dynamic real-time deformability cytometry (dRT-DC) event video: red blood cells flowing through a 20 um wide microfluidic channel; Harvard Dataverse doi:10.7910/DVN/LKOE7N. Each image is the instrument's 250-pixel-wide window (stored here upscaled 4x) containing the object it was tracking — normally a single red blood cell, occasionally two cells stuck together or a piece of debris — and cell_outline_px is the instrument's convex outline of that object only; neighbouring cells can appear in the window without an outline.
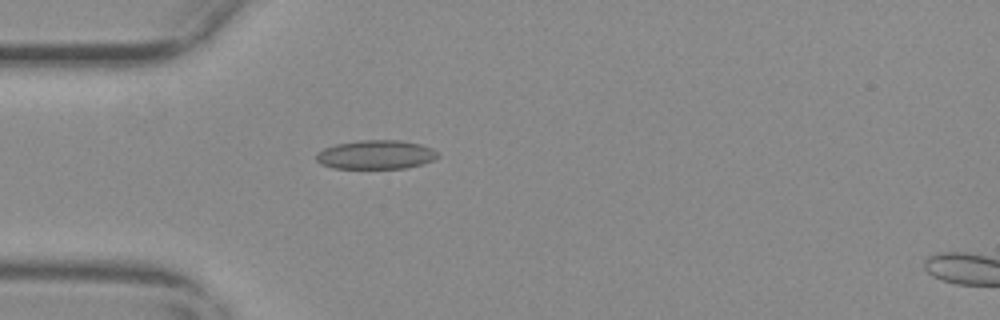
{"species": "common noctule bat (a hibernating species)", "species_latin": "Nyctalus noctula", "temperature_condition": "warm", "stored_images_in_passage": 50, "camera_frame_rate_fps": 3000, "um_per_image_px": 0.085, "animal": {"sex": "female", "body_mass_g": 29.2, "forearm_length_mm": 56.3}, "frame": {"image": 1, "passage_image": 16, "time_ms": 5.0, "image_size_px": [1000, 320], "cell_outline_px": [[440, 156], [424, 164], [408, 168], [332, 168], [320, 164], [316, 160], [316, 152], [324, 148], [336, 144], [360, 140], [400, 140], [420, 144], [432, 148]], "centroid_in_image_um": [31.94, 13.15], "position_along_channel_um": 53.1, "area_um2": 20.63}}
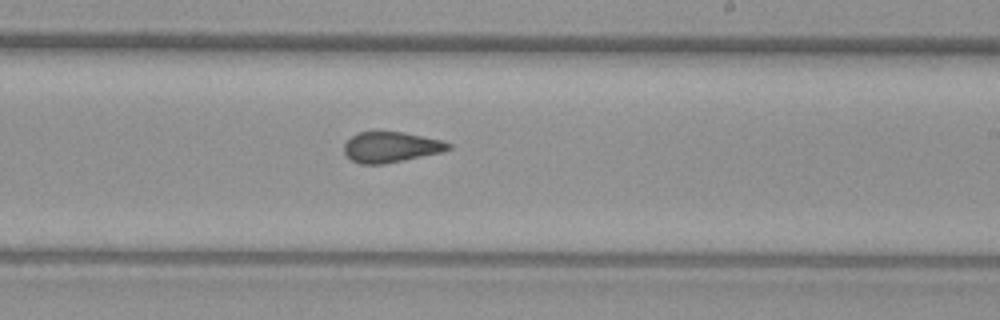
{"frame": {"image": 2, "passage_image": 33, "time_ms": 10.667, "image_size_px": [1000, 320], "cell_outline_px": [[452, 148], [444, 152], [384, 164], [360, 164], [344, 156], [344, 144], [356, 132], [404, 132], [444, 140], [452, 144]], "centroid_in_image_um": [33.26, 12.5], "position_along_channel_um": 255.7, "area_um2": 18.84}}
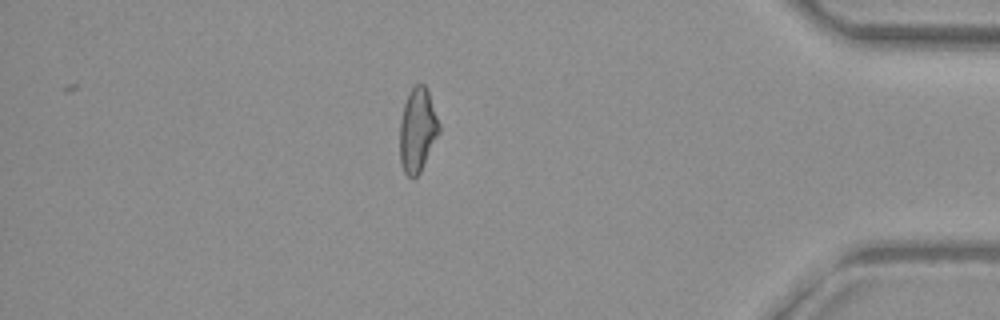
{"frame": {"image": 3, "passage_image": 48, "time_ms": 15.667, "image_size_px": [1000, 320], "cell_outline_px": [[440, 132], [420, 172], [412, 180], [404, 172], [400, 164], [400, 120], [404, 104], [412, 88], [416, 84], [424, 84], [428, 92], [440, 124]], "centroid_in_image_um": [35.48, 11.09], "position_along_channel_um": 399.7, "area_um2": 19.13}, "authors_computed_cell_mechanics": {"area_um2": 19.5075, "velocity_mm_per_s": 3.7106, "shape_relaxation_time_tau1_ms": null, "shape_relaxation_time_tau2_ms": 1.695, "deformation_change_tau1": null, "deformation_change_tau2": 0.0821}}